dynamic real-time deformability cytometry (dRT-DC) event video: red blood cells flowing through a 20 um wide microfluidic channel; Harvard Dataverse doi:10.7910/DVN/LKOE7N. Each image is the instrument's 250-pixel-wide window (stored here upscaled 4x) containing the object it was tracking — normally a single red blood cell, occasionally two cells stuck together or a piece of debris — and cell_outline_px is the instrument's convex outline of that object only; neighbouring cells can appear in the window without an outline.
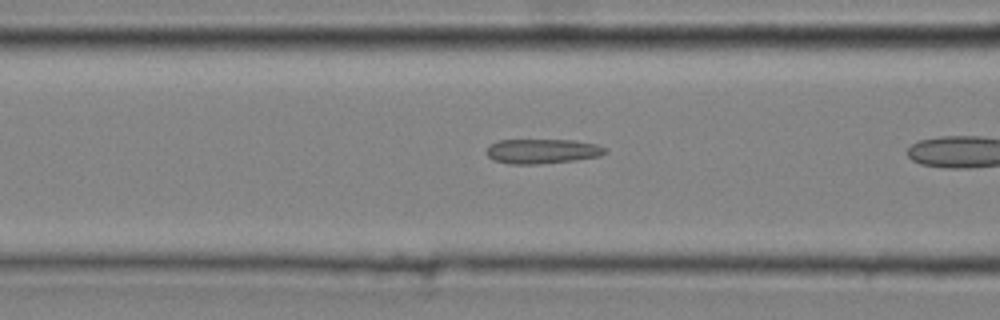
{"species": "common noctule bat (a hibernating species)", "species_latin": "Nyctalus noctula", "temperature_condition": "cold", "stored_images_in_passage": 8, "camera_frame_rate_fps": 3000, "um_per_image_px": 0.085, "animal": {"sex": "male", "body_mass_g": 20.4}, "frame": {"image": 1, "passage_image": 4, "time_ms": 1.0, "image_size_px": [1000, 320], "cell_outline_px": [[608, 152], [600, 156], [576, 160], [540, 164], [508, 164], [492, 160], [484, 152], [488, 144], [496, 140], [576, 140], [596, 144], [608, 148]], "centroid_in_image_um": [46.06, 12.85], "position_along_channel_um": 120.5, "area_um2": 17.51}}
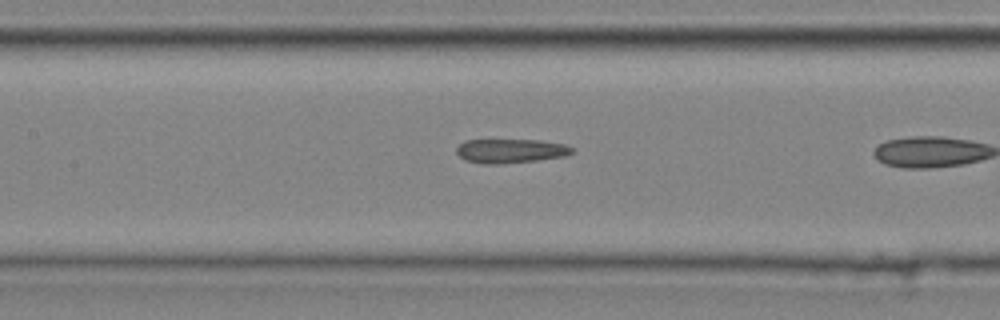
{"frame": {"image": 2, "passage_image": 7, "time_ms": 2.0, "image_size_px": [1000, 320], "cell_outline_px": [[576, 152], [564, 156], [536, 160], [496, 164], [484, 164], [464, 160], [456, 152], [456, 148], [464, 140], [540, 140], [564, 144], [572, 148]], "centroid_in_image_um": [43.38, 12.82], "position_along_channel_um": 164.0, "area_um2": 16.18}}